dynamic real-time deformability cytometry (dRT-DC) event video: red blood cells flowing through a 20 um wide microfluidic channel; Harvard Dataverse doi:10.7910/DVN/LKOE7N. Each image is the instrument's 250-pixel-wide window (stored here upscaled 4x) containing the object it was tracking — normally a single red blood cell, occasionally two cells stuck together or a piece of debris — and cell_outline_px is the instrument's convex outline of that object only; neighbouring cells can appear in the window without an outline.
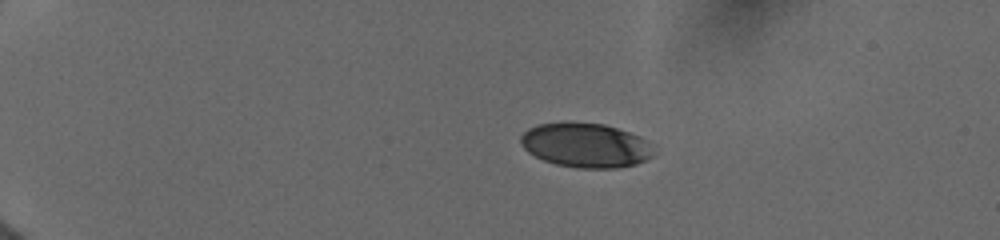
{"species": "human", "species_latin": "Homo sapiens", "temperature_condition": "cold", "stored_images_in_passage": 47, "camera_frame_rate_fps": 3000, "um_per_image_px": 0.085, "donor": {"sex": "female"}, "frame": {"image": 1, "passage_image": 1, "time_ms": 0.0, "image_size_px": [1000, 240], "cell_outline_px": [[652, 156], [636, 164], [620, 168], [576, 168], [556, 164], [544, 160], [528, 152], [520, 144], [520, 136], [528, 128], [536, 124], [564, 120], [572, 120], [604, 124], [640, 136], [648, 140], [652, 144]], "centroid_in_image_um": [49.75, 12.31], "position_along_channel_um": 35.3, "area_um2": 35.08}}
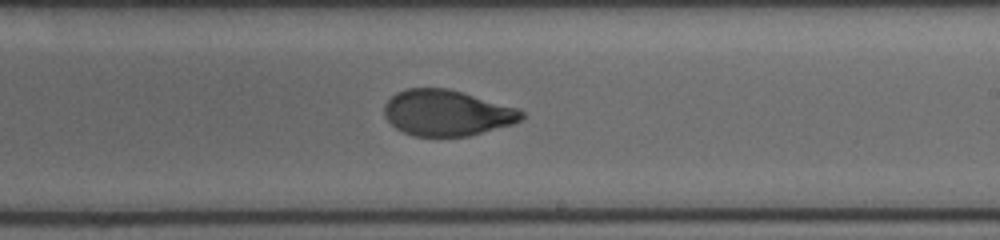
{"frame": {"image": 2, "passage_image": 22, "time_ms": 7.667, "image_size_px": [1000, 240], "cell_outline_px": [[524, 116], [520, 120], [512, 124], [468, 136], [412, 136], [396, 128], [384, 116], [384, 104], [396, 92], [408, 88], [448, 88], [520, 108], [524, 112]], "centroid_in_image_um": [37.99, 9.59], "position_along_channel_um": 251.0, "area_um2": 36.76}}
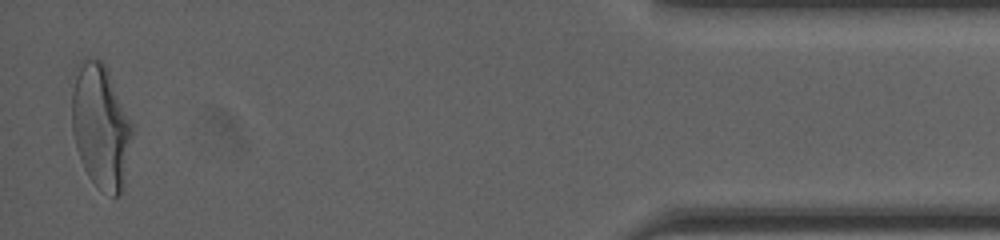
{"frame": {"image": 3, "passage_image": 46, "time_ms": 13.667, "image_size_px": [1000, 240], "cell_outline_px": [[132, 132], [124, 188], [116, 196], [112, 196], [96, 184], [88, 176], [80, 160], [76, 148], [72, 132], [68, 80], [76, 64], [84, 56], [100, 60], [104, 64], [108, 72], [132, 124]], "centroid_in_image_um": [8.47, 10.64], "position_along_channel_um": 426.7, "area_um2": 44.56}, "authors_computed_cell_mechanics": {"area_um2": 38.5526, "velocity_mm_per_s": 3.9539, "shape_relaxation_time_tau1_ms": 4.4267, "shape_relaxation_time_tau2_ms": 0.8666, "deformation_change_tau1": 0.1723, "deformation_change_tau2": 0.0575}}